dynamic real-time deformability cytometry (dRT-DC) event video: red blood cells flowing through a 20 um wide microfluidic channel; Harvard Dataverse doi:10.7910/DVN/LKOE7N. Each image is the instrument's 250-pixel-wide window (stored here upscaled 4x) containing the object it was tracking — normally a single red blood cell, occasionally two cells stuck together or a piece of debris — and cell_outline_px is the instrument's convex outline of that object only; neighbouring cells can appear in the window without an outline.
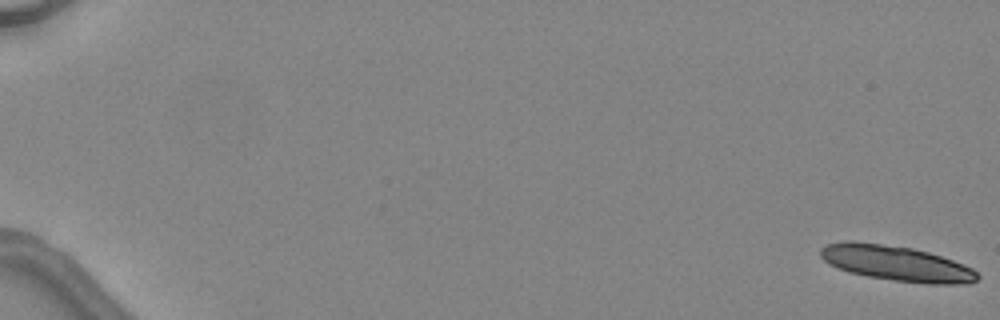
{"species": "common noctule bat (a hibernating species)", "species_latin": "Nyctalus noctula", "temperature_condition": "warm", "stored_images_in_passage": 8, "camera_frame_rate_fps": 3000, "um_per_image_px": 0.085, "animal": {"sex": "female", "body_mass_g": 24.6, "forearm_length_mm": 56.2}, "frame": {"image": 1, "passage_image": 1, "time_ms": 0.0, "image_size_px": [1000, 320], "cell_outline_px": [[980, 276], [972, 284], [928, 284], [896, 280], [868, 276], [848, 272], [836, 268], [828, 264], [820, 256], [820, 248], [828, 244], [844, 240], [852, 240], [912, 248], [928, 252], [964, 264], [972, 268]], "centroid_in_image_um": [76.17, 22.38], "position_along_channel_um": 8.8, "area_um2": 32.37}}
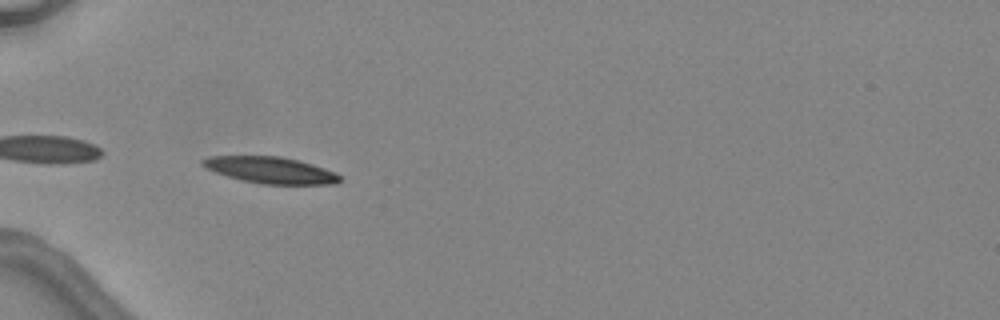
{"frame": {"image": 2, "passage_image": 6, "time_ms": 6.0, "image_size_px": [1000, 320], "cell_outline_px": [[340, 180], [336, 184], [260, 184], [240, 180], [204, 168], [200, 164], [200, 160], [208, 156], [280, 156], [312, 164], [336, 172], [340, 176]], "centroid_in_image_um": [22.95, 14.46], "position_along_channel_um": 62.0, "area_um2": 21.21}}